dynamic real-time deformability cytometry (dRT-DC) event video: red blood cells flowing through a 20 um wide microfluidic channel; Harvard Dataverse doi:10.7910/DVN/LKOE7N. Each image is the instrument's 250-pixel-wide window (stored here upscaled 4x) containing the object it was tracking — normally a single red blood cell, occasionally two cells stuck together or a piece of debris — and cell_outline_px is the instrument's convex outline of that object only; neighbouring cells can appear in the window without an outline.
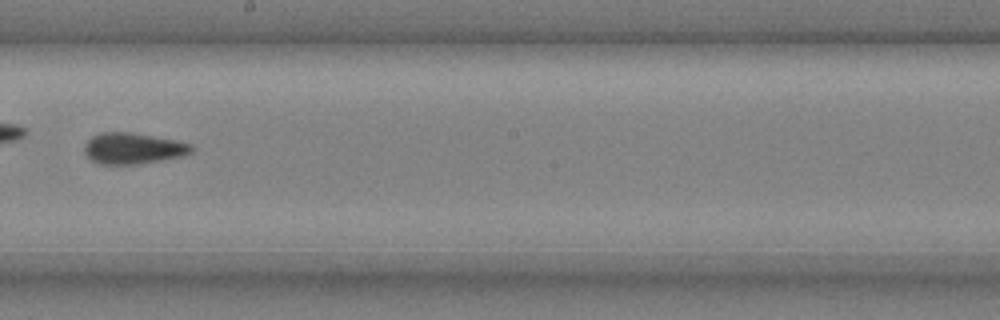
{"species": "common noctule bat (a hibernating species)", "species_latin": "Nyctalus noctula", "temperature_condition": "cold", "stored_images_in_passage": 7, "camera_frame_rate_fps": 3000, "um_per_image_px": 0.085, "animal": {"sex": "male", "body_mass_g": 20.4}, "frame": {"image": 1, "passage_image": 5, "time_ms": 1.333, "image_size_px": [1000, 320], "cell_outline_px": [[192, 152], [184, 156], [140, 164], [100, 164], [92, 160], [84, 152], [84, 144], [92, 136], [100, 132], [128, 132], [152, 136], [192, 144]], "centroid_in_image_um": [11.29, 12.62], "position_along_channel_um": 236.9, "area_um2": 19.31}}
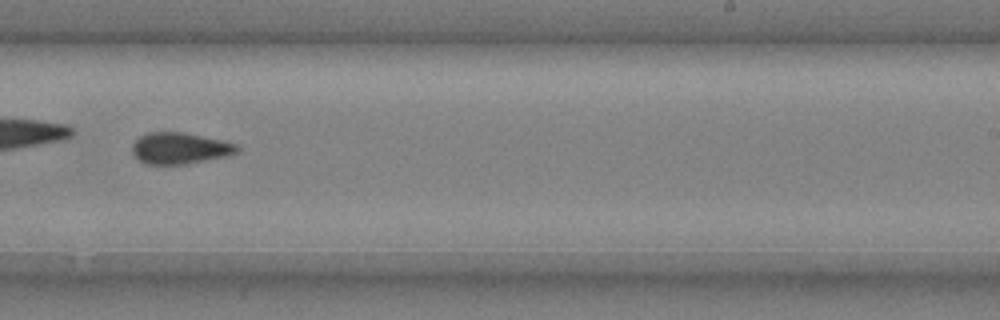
{"frame": {"image": 2, "passage_image": 6, "time_ms": 1.667, "image_size_px": [1000, 320], "cell_outline_px": [[240, 152], [228, 156], [188, 164], [144, 164], [132, 152], [132, 144], [140, 136], [148, 132], [184, 132], [220, 140], [236, 144], [240, 148]], "centroid_in_image_um": [15.31, 12.61], "position_along_channel_um": 273.7, "area_um2": 19.25}}
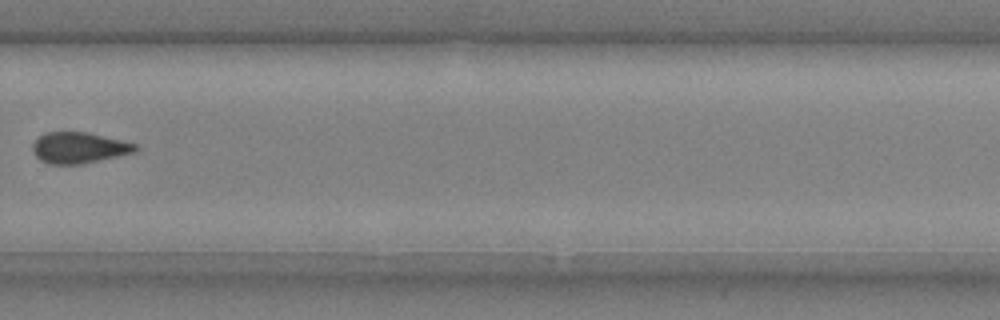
{"frame": {"image": 3, "passage_image": 7, "time_ms": 2.0, "image_size_px": [1000, 320], "cell_outline_px": [[140, 148], [136, 152], [84, 164], [48, 164], [40, 160], [32, 152], [32, 144], [40, 136], [48, 132], [88, 132], [136, 144]], "centroid_in_image_um": [6.72, 12.57], "position_along_channel_um": 323.1, "area_um2": 18.67}}